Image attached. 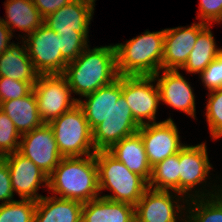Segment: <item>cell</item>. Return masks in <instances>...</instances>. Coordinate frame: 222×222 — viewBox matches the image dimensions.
Here are the masks:
<instances>
[{
	"label": "cell",
	"mask_w": 222,
	"mask_h": 222,
	"mask_svg": "<svg viewBox=\"0 0 222 222\" xmlns=\"http://www.w3.org/2000/svg\"><path fill=\"white\" fill-rule=\"evenodd\" d=\"M62 75L72 92L82 97L111 84L119 77L115 46H88L67 64Z\"/></svg>",
	"instance_id": "6da1fadb"
},
{
	"label": "cell",
	"mask_w": 222,
	"mask_h": 222,
	"mask_svg": "<svg viewBox=\"0 0 222 222\" xmlns=\"http://www.w3.org/2000/svg\"><path fill=\"white\" fill-rule=\"evenodd\" d=\"M85 157H63L60 160L48 176V188L53 194L82 203L100 197L95 154Z\"/></svg>",
	"instance_id": "7a4b0ae2"
},
{
	"label": "cell",
	"mask_w": 222,
	"mask_h": 222,
	"mask_svg": "<svg viewBox=\"0 0 222 222\" xmlns=\"http://www.w3.org/2000/svg\"><path fill=\"white\" fill-rule=\"evenodd\" d=\"M114 46L119 76H153L162 70L164 30L145 31Z\"/></svg>",
	"instance_id": "3957f363"
},
{
	"label": "cell",
	"mask_w": 222,
	"mask_h": 222,
	"mask_svg": "<svg viewBox=\"0 0 222 222\" xmlns=\"http://www.w3.org/2000/svg\"><path fill=\"white\" fill-rule=\"evenodd\" d=\"M99 190L109 189L113 195H103L115 202H125L135 206L148 188V182L139 174L130 171L108 151H96Z\"/></svg>",
	"instance_id": "277c9868"
},
{
	"label": "cell",
	"mask_w": 222,
	"mask_h": 222,
	"mask_svg": "<svg viewBox=\"0 0 222 222\" xmlns=\"http://www.w3.org/2000/svg\"><path fill=\"white\" fill-rule=\"evenodd\" d=\"M49 125L53 129L62 157H82L95 154L92 130L78 104L51 121Z\"/></svg>",
	"instance_id": "5b68a950"
},
{
	"label": "cell",
	"mask_w": 222,
	"mask_h": 222,
	"mask_svg": "<svg viewBox=\"0 0 222 222\" xmlns=\"http://www.w3.org/2000/svg\"><path fill=\"white\" fill-rule=\"evenodd\" d=\"M33 91L39 116L46 124L78 104V99L71 98L72 90L62 74L39 75Z\"/></svg>",
	"instance_id": "8992f818"
},
{
	"label": "cell",
	"mask_w": 222,
	"mask_h": 222,
	"mask_svg": "<svg viewBox=\"0 0 222 222\" xmlns=\"http://www.w3.org/2000/svg\"><path fill=\"white\" fill-rule=\"evenodd\" d=\"M26 37L22 36L23 44L36 71L40 75L63 74L68 63L62 58L59 35L43 24Z\"/></svg>",
	"instance_id": "52a82bcc"
},
{
	"label": "cell",
	"mask_w": 222,
	"mask_h": 222,
	"mask_svg": "<svg viewBox=\"0 0 222 222\" xmlns=\"http://www.w3.org/2000/svg\"><path fill=\"white\" fill-rule=\"evenodd\" d=\"M154 76H121V91L133 118L141 126L156 123L160 91ZM148 121H146V120Z\"/></svg>",
	"instance_id": "ba28073f"
},
{
	"label": "cell",
	"mask_w": 222,
	"mask_h": 222,
	"mask_svg": "<svg viewBox=\"0 0 222 222\" xmlns=\"http://www.w3.org/2000/svg\"><path fill=\"white\" fill-rule=\"evenodd\" d=\"M179 162V194L191 199L194 197H210L222 192V188L217 189L215 185L212 192L208 191V193H205L196 189V191H193V193H195L191 194L197 185L206 182L205 180L212 168L208 159L206 143L195 146L185 145L179 151Z\"/></svg>",
	"instance_id": "9c48e42d"
},
{
	"label": "cell",
	"mask_w": 222,
	"mask_h": 222,
	"mask_svg": "<svg viewBox=\"0 0 222 222\" xmlns=\"http://www.w3.org/2000/svg\"><path fill=\"white\" fill-rule=\"evenodd\" d=\"M140 125L133 118L127 101L121 94L105 120L92 130L95 151H107L125 137L137 133Z\"/></svg>",
	"instance_id": "30bf717a"
},
{
	"label": "cell",
	"mask_w": 222,
	"mask_h": 222,
	"mask_svg": "<svg viewBox=\"0 0 222 222\" xmlns=\"http://www.w3.org/2000/svg\"><path fill=\"white\" fill-rule=\"evenodd\" d=\"M18 152L30 159L47 176L63 158L58 150L53 129L46 123L21 135Z\"/></svg>",
	"instance_id": "8fae6325"
},
{
	"label": "cell",
	"mask_w": 222,
	"mask_h": 222,
	"mask_svg": "<svg viewBox=\"0 0 222 222\" xmlns=\"http://www.w3.org/2000/svg\"><path fill=\"white\" fill-rule=\"evenodd\" d=\"M138 133L145 146L148 162L151 167L168 156L179 153L185 146L180 143V136L173 119L141 125Z\"/></svg>",
	"instance_id": "7c38bea8"
},
{
	"label": "cell",
	"mask_w": 222,
	"mask_h": 222,
	"mask_svg": "<svg viewBox=\"0 0 222 222\" xmlns=\"http://www.w3.org/2000/svg\"><path fill=\"white\" fill-rule=\"evenodd\" d=\"M172 192L174 191L155 190L148 187L135 205V222H178L177 219L180 216L178 214L184 213L181 209L186 210V207H182L178 201L180 203V200L183 199V203H185L188 198L184 199L183 195L177 196L176 192L173 197ZM176 196L179 198L177 199Z\"/></svg>",
	"instance_id": "4fadbf2b"
},
{
	"label": "cell",
	"mask_w": 222,
	"mask_h": 222,
	"mask_svg": "<svg viewBox=\"0 0 222 222\" xmlns=\"http://www.w3.org/2000/svg\"><path fill=\"white\" fill-rule=\"evenodd\" d=\"M2 159L9 168L13 192L18 193L21 199L38 201L43 197L37 191L43 183L48 187V176L37 165L18 151Z\"/></svg>",
	"instance_id": "5bb4252c"
},
{
	"label": "cell",
	"mask_w": 222,
	"mask_h": 222,
	"mask_svg": "<svg viewBox=\"0 0 222 222\" xmlns=\"http://www.w3.org/2000/svg\"><path fill=\"white\" fill-rule=\"evenodd\" d=\"M95 0H73L44 18L43 24L57 34H82L88 40Z\"/></svg>",
	"instance_id": "9a60e30c"
},
{
	"label": "cell",
	"mask_w": 222,
	"mask_h": 222,
	"mask_svg": "<svg viewBox=\"0 0 222 222\" xmlns=\"http://www.w3.org/2000/svg\"><path fill=\"white\" fill-rule=\"evenodd\" d=\"M204 22L193 23L190 27L164 29V51L162 70L181 69L193 50L198 34L207 26Z\"/></svg>",
	"instance_id": "2e32d148"
},
{
	"label": "cell",
	"mask_w": 222,
	"mask_h": 222,
	"mask_svg": "<svg viewBox=\"0 0 222 222\" xmlns=\"http://www.w3.org/2000/svg\"><path fill=\"white\" fill-rule=\"evenodd\" d=\"M160 73L158 71L153 76L157 81L161 101L195 119V96L188 81L179 73V70L163 69L159 78Z\"/></svg>",
	"instance_id": "e0dca14e"
},
{
	"label": "cell",
	"mask_w": 222,
	"mask_h": 222,
	"mask_svg": "<svg viewBox=\"0 0 222 222\" xmlns=\"http://www.w3.org/2000/svg\"><path fill=\"white\" fill-rule=\"evenodd\" d=\"M121 94V76H119L111 84L83 96L86 97V101L78 99V105L83 110L91 130L105 120Z\"/></svg>",
	"instance_id": "ac0fdd59"
},
{
	"label": "cell",
	"mask_w": 222,
	"mask_h": 222,
	"mask_svg": "<svg viewBox=\"0 0 222 222\" xmlns=\"http://www.w3.org/2000/svg\"><path fill=\"white\" fill-rule=\"evenodd\" d=\"M107 151L130 171L139 174L147 182L150 181L152 167L148 162L144 142L138 132L123 138Z\"/></svg>",
	"instance_id": "d6986e66"
},
{
	"label": "cell",
	"mask_w": 222,
	"mask_h": 222,
	"mask_svg": "<svg viewBox=\"0 0 222 222\" xmlns=\"http://www.w3.org/2000/svg\"><path fill=\"white\" fill-rule=\"evenodd\" d=\"M82 202L43 196L36 201L33 222H82Z\"/></svg>",
	"instance_id": "ffe728a7"
},
{
	"label": "cell",
	"mask_w": 222,
	"mask_h": 222,
	"mask_svg": "<svg viewBox=\"0 0 222 222\" xmlns=\"http://www.w3.org/2000/svg\"><path fill=\"white\" fill-rule=\"evenodd\" d=\"M82 222H135V206L98 197L83 204Z\"/></svg>",
	"instance_id": "44dd1931"
},
{
	"label": "cell",
	"mask_w": 222,
	"mask_h": 222,
	"mask_svg": "<svg viewBox=\"0 0 222 222\" xmlns=\"http://www.w3.org/2000/svg\"><path fill=\"white\" fill-rule=\"evenodd\" d=\"M0 109L11 119L20 135L31 132L43 124L34 91L27 96L2 102Z\"/></svg>",
	"instance_id": "7402d4cb"
},
{
	"label": "cell",
	"mask_w": 222,
	"mask_h": 222,
	"mask_svg": "<svg viewBox=\"0 0 222 222\" xmlns=\"http://www.w3.org/2000/svg\"><path fill=\"white\" fill-rule=\"evenodd\" d=\"M39 75L28 56L24 44L19 46L14 43L0 55V77L37 82Z\"/></svg>",
	"instance_id": "603a6c76"
},
{
	"label": "cell",
	"mask_w": 222,
	"mask_h": 222,
	"mask_svg": "<svg viewBox=\"0 0 222 222\" xmlns=\"http://www.w3.org/2000/svg\"><path fill=\"white\" fill-rule=\"evenodd\" d=\"M6 19H1L12 32L16 27L27 35L43 25L44 18L32 0H7L5 3Z\"/></svg>",
	"instance_id": "cb8c5ba5"
},
{
	"label": "cell",
	"mask_w": 222,
	"mask_h": 222,
	"mask_svg": "<svg viewBox=\"0 0 222 222\" xmlns=\"http://www.w3.org/2000/svg\"><path fill=\"white\" fill-rule=\"evenodd\" d=\"M211 25H207L197 36V41L190 52L185 65L181 68L187 73L201 74L205 68L217 57L222 48H217Z\"/></svg>",
	"instance_id": "d4e9b609"
},
{
	"label": "cell",
	"mask_w": 222,
	"mask_h": 222,
	"mask_svg": "<svg viewBox=\"0 0 222 222\" xmlns=\"http://www.w3.org/2000/svg\"><path fill=\"white\" fill-rule=\"evenodd\" d=\"M186 204L189 206L185 213L187 218L180 216L184 222H222V192L210 197H194Z\"/></svg>",
	"instance_id": "484cf974"
},
{
	"label": "cell",
	"mask_w": 222,
	"mask_h": 222,
	"mask_svg": "<svg viewBox=\"0 0 222 222\" xmlns=\"http://www.w3.org/2000/svg\"><path fill=\"white\" fill-rule=\"evenodd\" d=\"M179 153L168 156L152 167L148 187L155 190H169L179 194Z\"/></svg>",
	"instance_id": "4316f807"
},
{
	"label": "cell",
	"mask_w": 222,
	"mask_h": 222,
	"mask_svg": "<svg viewBox=\"0 0 222 222\" xmlns=\"http://www.w3.org/2000/svg\"><path fill=\"white\" fill-rule=\"evenodd\" d=\"M36 201L21 199L0 204V222H33Z\"/></svg>",
	"instance_id": "83f0119b"
},
{
	"label": "cell",
	"mask_w": 222,
	"mask_h": 222,
	"mask_svg": "<svg viewBox=\"0 0 222 222\" xmlns=\"http://www.w3.org/2000/svg\"><path fill=\"white\" fill-rule=\"evenodd\" d=\"M206 117L213 139L222 137V88L209 91Z\"/></svg>",
	"instance_id": "f1b7e54d"
},
{
	"label": "cell",
	"mask_w": 222,
	"mask_h": 222,
	"mask_svg": "<svg viewBox=\"0 0 222 222\" xmlns=\"http://www.w3.org/2000/svg\"><path fill=\"white\" fill-rule=\"evenodd\" d=\"M20 133L11 119L0 109V156L17 152L19 150ZM18 140V141H17Z\"/></svg>",
	"instance_id": "f546056e"
},
{
	"label": "cell",
	"mask_w": 222,
	"mask_h": 222,
	"mask_svg": "<svg viewBox=\"0 0 222 222\" xmlns=\"http://www.w3.org/2000/svg\"><path fill=\"white\" fill-rule=\"evenodd\" d=\"M35 83L0 77V104L29 95L33 91Z\"/></svg>",
	"instance_id": "4dcf8cb0"
},
{
	"label": "cell",
	"mask_w": 222,
	"mask_h": 222,
	"mask_svg": "<svg viewBox=\"0 0 222 222\" xmlns=\"http://www.w3.org/2000/svg\"><path fill=\"white\" fill-rule=\"evenodd\" d=\"M61 44L62 58L72 62L89 46L88 40L82 34H58Z\"/></svg>",
	"instance_id": "1f68e13d"
},
{
	"label": "cell",
	"mask_w": 222,
	"mask_h": 222,
	"mask_svg": "<svg viewBox=\"0 0 222 222\" xmlns=\"http://www.w3.org/2000/svg\"><path fill=\"white\" fill-rule=\"evenodd\" d=\"M200 78L209 91L222 88V51L200 74Z\"/></svg>",
	"instance_id": "d6a6232c"
},
{
	"label": "cell",
	"mask_w": 222,
	"mask_h": 222,
	"mask_svg": "<svg viewBox=\"0 0 222 222\" xmlns=\"http://www.w3.org/2000/svg\"><path fill=\"white\" fill-rule=\"evenodd\" d=\"M199 19L208 25L220 23L222 19V0H200Z\"/></svg>",
	"instance_id": "836d02e7"
},
{
	"label": "cell",
	"mask_w": 222,
	"mask_h": 222,
	"mask_svg": "<svg viewBox=\"0 0 222 222\" xmlns=\"http://www.w3.org/2000/svg\"><path fill=\"white\" fill-rule=\"evenodd\" d=\"M14 192L12 189L11 178L7 163L0 159V201L2 205L13 200Z\"/></svg>",
	"instance_id": "e575fe53"
},
{
	"label": "cell",
	"mask_w": 222,
	"mask_h": 222,
	"mask_svg": "<svg viewBox=\"0 0 222 222\" xmlns=\"http://www.w3.org/2000/svg\"><path fill=\"white\" fill-rule=\"evenodd\" d=\"M71 1L73 0H32L43 18L69 4Z\"/></svg>",
	"instance_id": "d590c367"
},
{
	"label": "cell",
	"mask_w": 222,
	"mask_h": 222,
	"mask_svg": "<svg viewBox=\"0 0 222 222\" xmlns=\"http://www.w3.org/2000/svg\"><path fill=\"white\" fill-rule=\"evenodd\" d=\"M0 18V55L14 43H11L10 40L13 37V33L8 27L4 25ZM11 43V44H9Z\"/></svg>",
	"instance_id": "8d00e7d4"
}]
</instances>
